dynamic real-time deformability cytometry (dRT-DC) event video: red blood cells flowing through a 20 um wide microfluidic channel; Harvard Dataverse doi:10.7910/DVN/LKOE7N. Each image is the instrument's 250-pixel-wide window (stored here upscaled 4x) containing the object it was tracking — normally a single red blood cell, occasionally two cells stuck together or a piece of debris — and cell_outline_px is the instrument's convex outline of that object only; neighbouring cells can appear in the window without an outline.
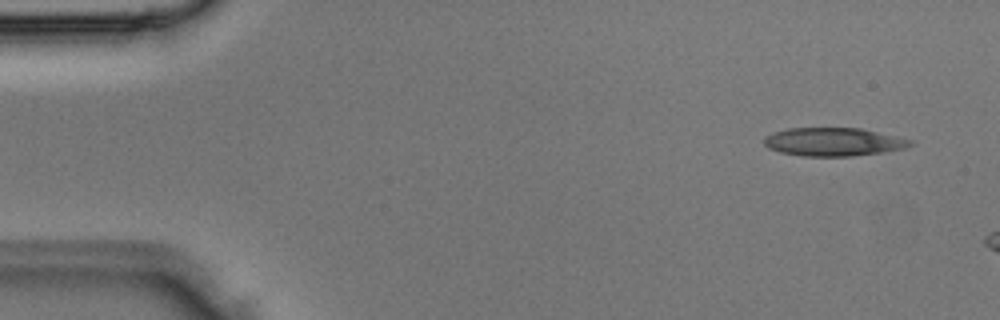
{"species": "Egyptian fruit bat (a non-hibernating species)", "species_latin": "Rousettus aegyptiacus", "temperature_condition": "room temperature", "stored_images_in_passage": 3, "camera_frame_rate_fps": 3000, "um_per_image_px": 0.085, "animal": {"sex": "male"}, "frame": {"image": 1, "passage_image": 1, "time_ms": 0.0, "image_size_px": [1000, 320], "cell_outline_px": [[912, 144], [904, 148], [884, 152], [852, 156], [800, 156], [780, 152], [768, 148], [764, 144], [764, 136], [772, 132], [788, 128], [860, 128], [896, 136], [912, 140]], "centroid_in_image_um": [70.8, 12.06], "position_along_channel_um": 14.2, "area_um2": 24.16}}